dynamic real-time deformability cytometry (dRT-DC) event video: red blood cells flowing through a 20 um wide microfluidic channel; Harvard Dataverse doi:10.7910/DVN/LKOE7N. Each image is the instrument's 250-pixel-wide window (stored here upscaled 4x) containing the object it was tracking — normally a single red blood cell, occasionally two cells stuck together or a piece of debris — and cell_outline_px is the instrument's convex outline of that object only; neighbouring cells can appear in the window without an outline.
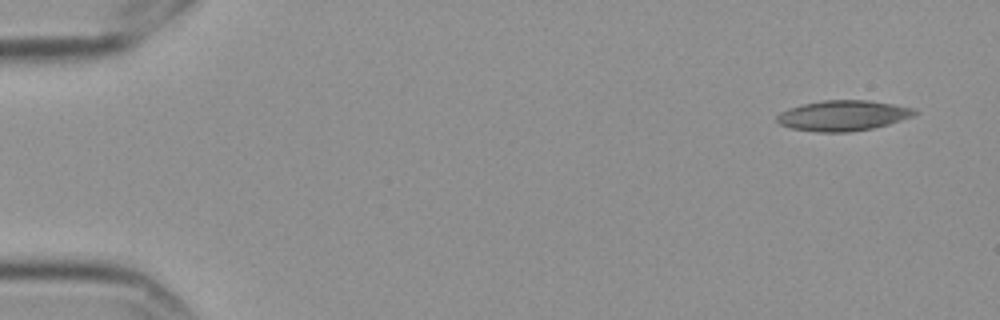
{"species": "Egyptian fruit bat (a non-hibernating species)", "species_latin": "Rousettus aegyptiacus", "temperature_condition": "cold", "stored_images_in_passage": 5, "camera_frame_rate_fps": 3000, "um_per_image_px": 0.085, "frame": {"image": 1, "passage_image": 1, "time_ms": 0.0, "image_size_px": [1000, 320], "cell_outline_px": [[916, 112], [912, 116], [888, 124], [872, 128], [848, 132], [816, 132], [792, 128], [780, 124], [776, 120], [776, 116], [780, 112], [788, 108], [804, 104], [824, 100], [868, 100], [916, 108]], "centroid_in_image_um": [71.63, 9.82], "position_along_channel_um": 13.4, "area_um2": 24.22}}
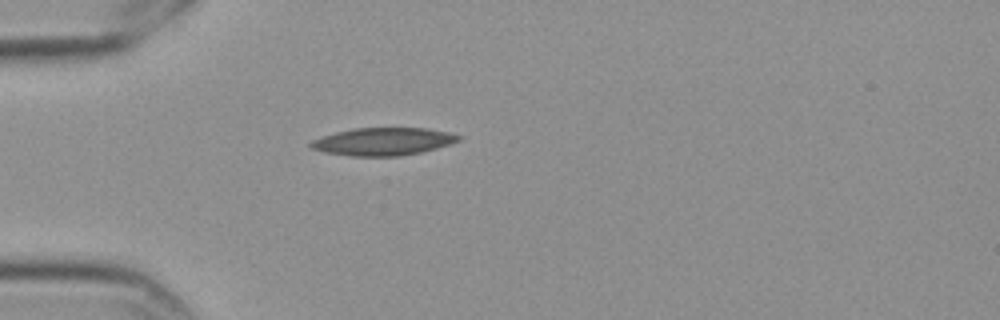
{"frame": {"image": 2, "passage_image": 4, "time_ms": 1.0, "image_size_px": [1000, 320], "cell_outline_px": [[464, 136], [460, 140], [436, 148], [420, 152], [400, 156], [352, 156], [324, 152], [312, 148], [308, 144], [312, 140], [336, 132], [352, 128], [424, 128], [448, 132]], "centroid_in_image_um": [32.57, 12.03], "position_along_channel_um": 52.4, "area_um2": 23.7}}